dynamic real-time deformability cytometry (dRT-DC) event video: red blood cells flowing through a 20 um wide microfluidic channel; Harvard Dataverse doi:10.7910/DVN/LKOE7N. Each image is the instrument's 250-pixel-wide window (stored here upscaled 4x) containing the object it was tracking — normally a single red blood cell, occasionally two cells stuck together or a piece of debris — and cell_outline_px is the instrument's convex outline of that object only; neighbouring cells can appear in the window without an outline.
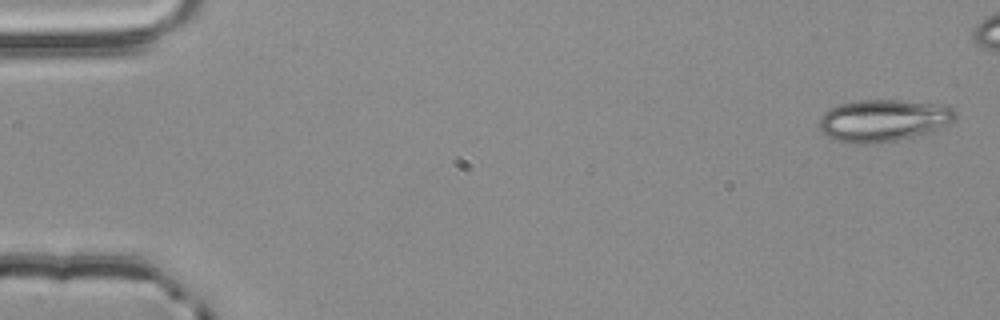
{"species": "common noctule bat (a hibernating species)", "species_latin": "Nyctalus noctula", "temperature_condition": "room temperature", "stored_images_in_passage": 5, "camera_frame_rate_fps": 3000, "um_per_image_px": 0.085, "animal": {"sex": "male", "body_mass_g": 20.4}, "frame": {"image": 1, "passage_image": 1, "time_ms": 0.0, "image_size_px": [1000, 320], "cell_outline_px": [[956, 116], [948, 124], [928, 132], [896, 140], [868, 144], [848, 144], [836, 140], [820, 132], [820, 116], [824, 112], [840, 104], [860, 100], [900, 100], [948, 104], [956, 112]], "centroid_in_image_um": [75.08, 10.23], "position_along_channel_um": 9.9, "area_um2": 33.41}}